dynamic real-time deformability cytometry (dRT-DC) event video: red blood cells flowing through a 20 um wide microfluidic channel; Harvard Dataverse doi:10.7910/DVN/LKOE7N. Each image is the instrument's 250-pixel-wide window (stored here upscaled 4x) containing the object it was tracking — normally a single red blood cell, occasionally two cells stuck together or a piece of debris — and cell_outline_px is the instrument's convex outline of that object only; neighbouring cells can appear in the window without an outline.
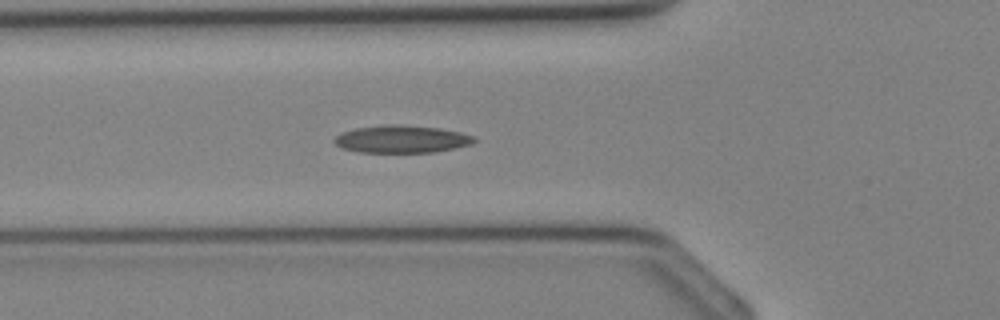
{"species": "Egyptian fruit bat (a non-hibernating species)", "species_latin": "Rousettus aegyptiacus", "temperature_condition": "cold", "stored_images_in_passage": 25, "camera_frame_rate_fps": 3000, "um_per_image_px": 0.085, "animal": {"sex": "female"}, "frame": {"image": 1, "passage_image": 6, "time_ms": 1.667, "image_size_px": [1000, 320], "cell_outline_px": [[476, 140], [472, 144], [432, 152], [360, 152], [340, 148], [332, 140], [340, 132], [356, 128], [384, 124], [400, 124], [440, 128], [460, 132], [472, 136]], "centroid_in_image_um": [34.08, 11.81], "position_along_channel_um": 91.7, "area_um2": 22.43}}
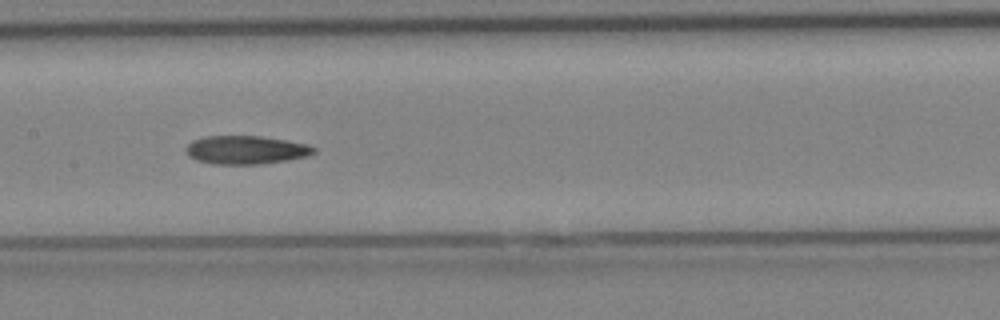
{"frame": {"image": 2, "passage_image": 11, "time_ms": 3.333, "image_size_px": [1000, 320], "cell_outline_px": [[316, 152], [304, 156], [288, 160], [260, 164], [212, 164], [196, 160], [188, 156], [184, 148], [192, 140], [204, 136], [260, 136], [288, 140], [308, 144], [316, 148]], "centroid_in_image_um": [20.87, 12.74], "position_along_channel_um": 186.5, "area_um2": 21.33}}
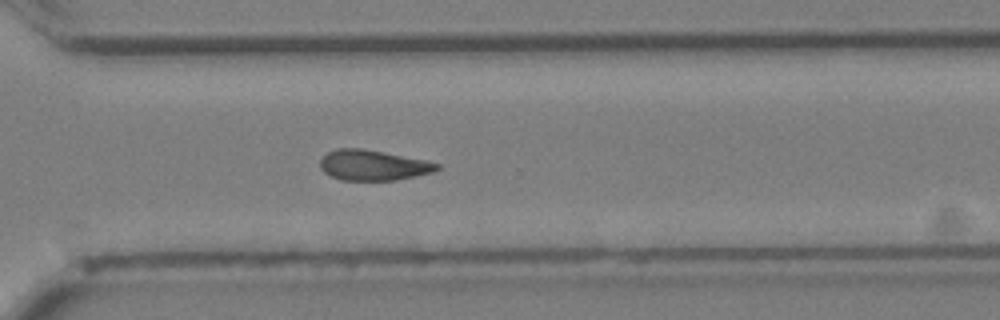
{"frame": {"image": 3, "passage_image": 19, "time_ms": 6.0, "image_size_px": [1000, 320], "cell_outline_px": [[440, 168], [432, 172], [416, 176], [396, 180], [340, 180], [324, 172], [320, 168], [320, 160], [328, 152], [340, 148], [360, 148], [424, 160], [440, 164]], "centroid_in_image_um": [31.7, 14.05], "position_along_channel_um": 338.9, "area_um2": 20.4}}